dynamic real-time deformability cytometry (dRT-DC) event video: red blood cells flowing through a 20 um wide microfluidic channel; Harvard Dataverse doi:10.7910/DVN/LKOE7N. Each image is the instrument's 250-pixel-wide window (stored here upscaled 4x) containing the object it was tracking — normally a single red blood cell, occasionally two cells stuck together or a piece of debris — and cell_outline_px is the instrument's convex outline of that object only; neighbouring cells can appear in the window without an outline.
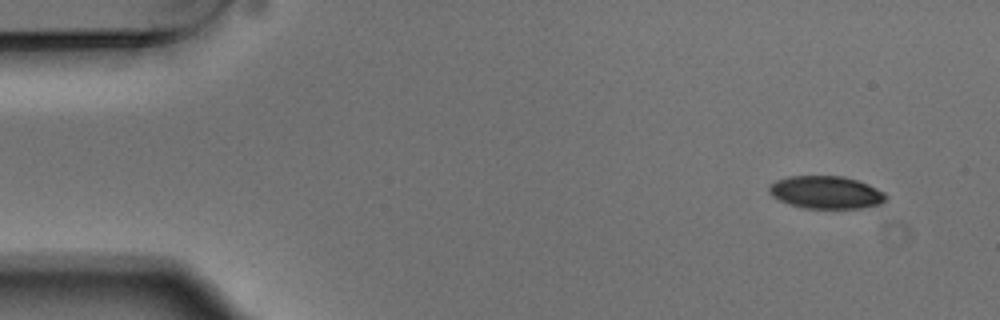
{"species": "Egyptian fruit bat (a non-hibernating species)", "species_latin": "Rousettus aegyptiacus", "temperature_condition": "warm", "stored_images_in_passage": 6, "camera_frame_rate_fps": 3000, "um_per_image_px": 0.085, "animal": {"sex": "male"}, "frame": {"image": 1, "passage_image": 1, "time_ms": 0.0, "image_size_px": [1000, 320], "cell_outline_px": [[888, 196], [880, 204], [860, 208], [804, 208], [780, 200], [772, 196], [768, 192], [768, 184], [776, 180], [788, 176], [844, 176], [868, 184], [884, 192]], "centroid_in_image_um": [70.19, 16.34], "position_along_channel_um": 14.8, "area_um2": 22.2}}
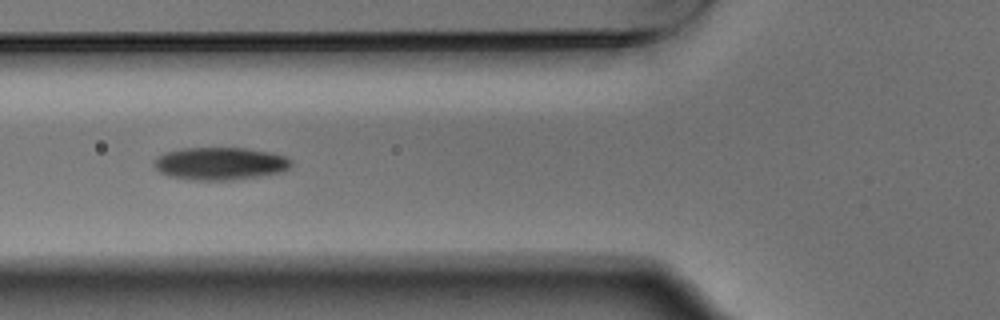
{"frame": {"image": 2, "passage_image": 5, "time_ms": 1.333, "image_size_px": [1000, 320], "cell_outline_px": [[292, 164], [284, 172], [232, 180], [196, 180], [168, 176], [160, 172], [152, 164], [152, 160], [156, 156], [168, 152], [184, 148], [244, 148], [272, 152], [288, 156], [292, 160]], "centroid_in_image_um": [18.73, 13.9], "position_along_channel_um": 107.1, "area_um2": 26.3}}
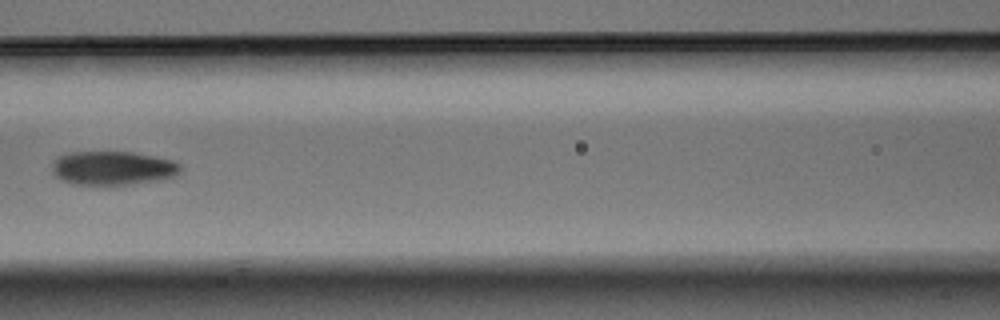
{"frame": {"image": 3, "passage_image": 6, "time_ms": 1.667, "image_size_px": [1000, 320], "cell_outline_px": [[180, 172], [172, 176], [160, 180], [128, 184], [72, 184], [60, 180], [52, 172], [52, 164], [60, 156], [72, 152], [132, 152], [172, 160], [180, 164]], "centroid_in_image_um": [9.57, 14.29], "position_along_channel_um": 157.0, "area_um2": 25.03}}